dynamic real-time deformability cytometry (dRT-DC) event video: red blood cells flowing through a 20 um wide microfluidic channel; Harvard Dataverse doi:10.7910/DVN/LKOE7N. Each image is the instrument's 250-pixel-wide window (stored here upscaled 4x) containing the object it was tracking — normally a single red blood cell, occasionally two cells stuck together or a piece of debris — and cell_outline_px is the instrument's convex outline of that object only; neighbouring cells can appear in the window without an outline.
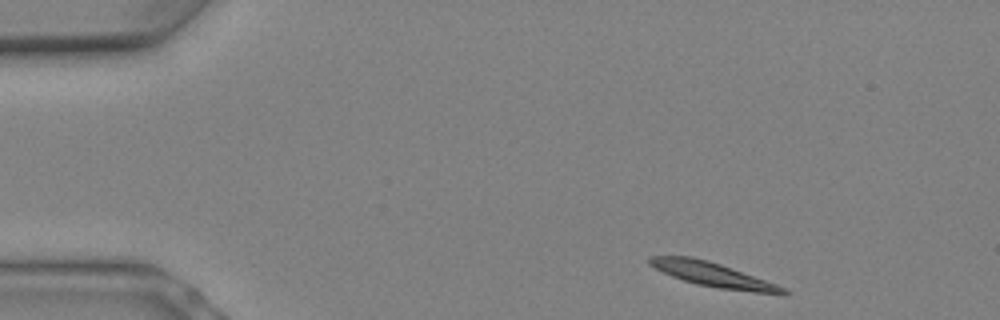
{"species": "Egyptian fruit bat (a non-hibernating species)", "species_latin": "Rousettus aegyptiacus", "temperature_condition": "warm", "stored_images_in_passage": 6, "camera_frame_rate_fps": 3000, "um_per_image_px": 0.085, "animal": {"sex": "female"}, "frame": {"image": 1, "passage_image": 1, "time_ms": 0.0, "image_size_px": [1000, 320], "cell_outline_px": [[792, 292], [784, 296], [720, 288], [696, 284], [672, 276], [648, 264], [648, 256], [692, 256], [708, 260], [720, 264], [776, 284]], "centroid_in_image_um": [60.66, 23.36], "position_along_channel_um": 24.3, "area_um2": 18.9}}
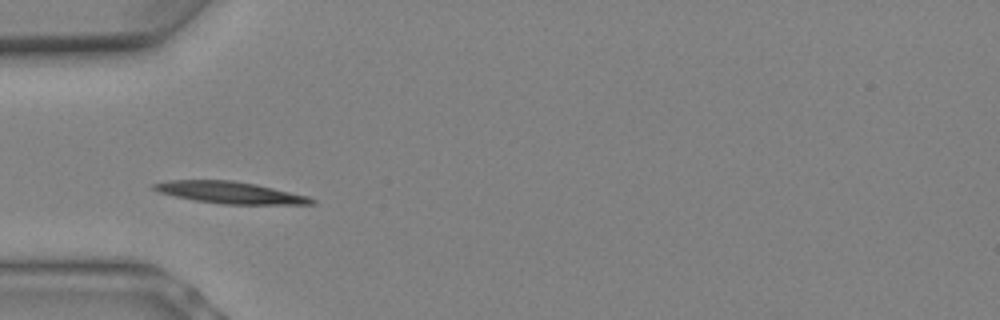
{"frame": {"image": 2, "passage_image": 5, "time_ms": 1.333, "image_size_px": [1000, 320], "cell_outline_px": [[316, 204], [224, 204], [196, 200], [176, 196], [160, 192], [152, 188], [152, 184], [168, 180], [232, 180], [256, 184], [308, 196], [316, 200]], "centroid_in_image_um": [19.57, 16.36], "position_along_channel_um": 65.4, "area_um2": 19.83}}